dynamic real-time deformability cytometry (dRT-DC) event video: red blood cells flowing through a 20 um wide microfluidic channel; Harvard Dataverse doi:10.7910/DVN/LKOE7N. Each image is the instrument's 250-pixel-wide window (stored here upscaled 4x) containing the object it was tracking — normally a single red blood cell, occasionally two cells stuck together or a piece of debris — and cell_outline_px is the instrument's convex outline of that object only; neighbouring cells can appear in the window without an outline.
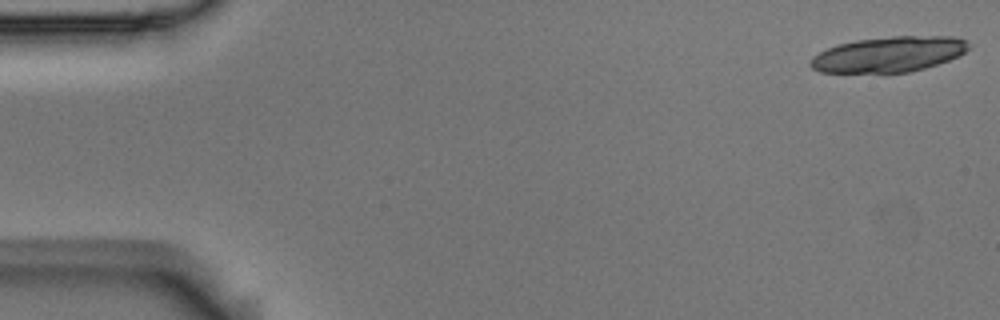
{"species": "Egyptian fruit bat (a non-hibernating species)", "species_latin": "Rousettus aegyptiacus", "temperature_condition": "room temperature", "stored_images_in_passage": 18, "camera_frame_rate_fps": 3000, "um_per_image_px": 0.085, "animal": {"sex": "male"}, "frame": {"image": 1, "passage_image": 1, "time_ms": 0.0, "image_size_px": [1000, 320], "cell_outline_px": [[972, 48], [960, 56], [924, 68], [908, 72], [820, 72], [812, 68], [808, 64], [812, 56], [828, 48], [840, 44], [856, 40], [892, 36], [952, 36], [964, 40]], "centroid_in_image_um": [75.56, 4.61], "position_along_channel_um": 9.4, "area_um2": 32.54}}